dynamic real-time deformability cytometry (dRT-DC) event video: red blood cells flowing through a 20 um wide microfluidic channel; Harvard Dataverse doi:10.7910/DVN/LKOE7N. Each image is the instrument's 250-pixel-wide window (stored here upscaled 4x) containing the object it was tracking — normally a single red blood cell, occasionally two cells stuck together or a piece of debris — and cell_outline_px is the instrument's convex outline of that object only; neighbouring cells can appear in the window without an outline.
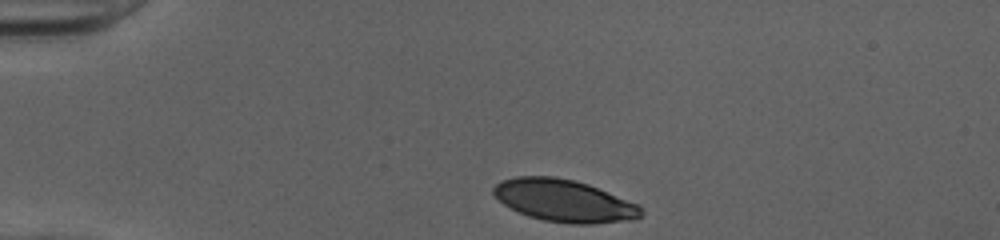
{"species": "human", "species_latin": "Homo sapiens", "temperature_condition": "cold", "stored_images_in_passage": 32, "camera_frame_rate_fps": 3000, "um_per_image_px": 0.085, "donor": {"sex": "female"}, "frame": {"image": 1, "passage_image": 1, "time_ms": 0.0, "image_size_px": [1000, 240], "cell_outline_px": [[644, 212], [636, 220], [592, 224], [568, 224], [544, 220], [528, 216], [504, 204], [492, 192], [492, 188], [500, 180], [516, 176], [552, 176], [572, 180], [588, 184], [640, 204]], "centroid_in_image_um": [48.0, 17.06], "position_along_channel_um": 37.0, "area_um2": 36.53}}
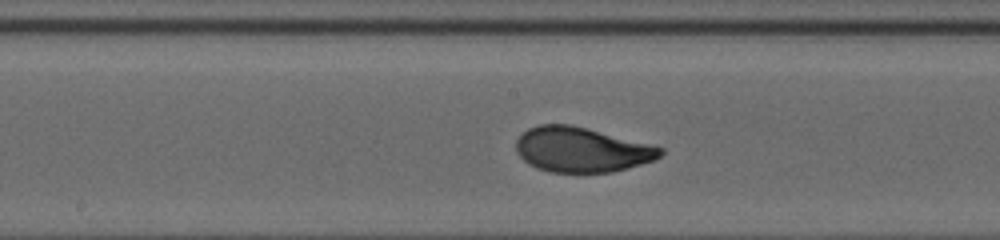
{"frame": {"image": 2, "passage_image": 17, "time_ms": 5.333, "image_size_px": [1000, 240], "cell_outline_px": [[664, 152], [656, 160], [612, 172], [552, 172], [536, 168], [528, 164], [516, 152], [516, 140], [528, 128], [540, 124], [572, 124], [664, 148]], "centroid_in_image_um": [49.42, 12.72], "position_along_channel_um": 198.8, "area_um2": 37.69}}
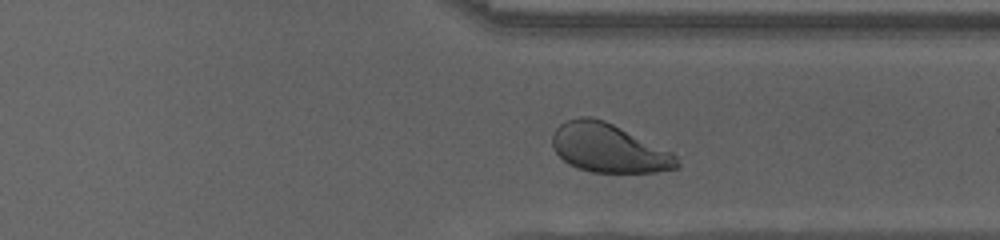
{"frame": {"image": 3, "passage_image": 29, "time_ms": 9.333, "image_size_px": [1000, 240], "cell_outline_px": [[680, 168], [656, 172], [592, 172], [576, 168], [568, 164], [556, 152], [552, 144], [552, 136], [556, 128], [560, 124], [568, 120], [580, 116], [588, 116], [604, 120], [672, 152], [680, 156]], "centroid_in_image_um": [51.76, 12.6], "position_along_channel_um": 359.6, "area_um2": 35.43}, "authors_computed_cell_mechanics": {"area_um2": 37.4544, "velocity_mm_per_s": 4.0201, "shape_relaxation_time_tau1_ms": 3.2915, "shape_relaxation_time_tau2_ms": null, "deformation_change_tau1": 0.1593, "deformation_change_tau2": null}}